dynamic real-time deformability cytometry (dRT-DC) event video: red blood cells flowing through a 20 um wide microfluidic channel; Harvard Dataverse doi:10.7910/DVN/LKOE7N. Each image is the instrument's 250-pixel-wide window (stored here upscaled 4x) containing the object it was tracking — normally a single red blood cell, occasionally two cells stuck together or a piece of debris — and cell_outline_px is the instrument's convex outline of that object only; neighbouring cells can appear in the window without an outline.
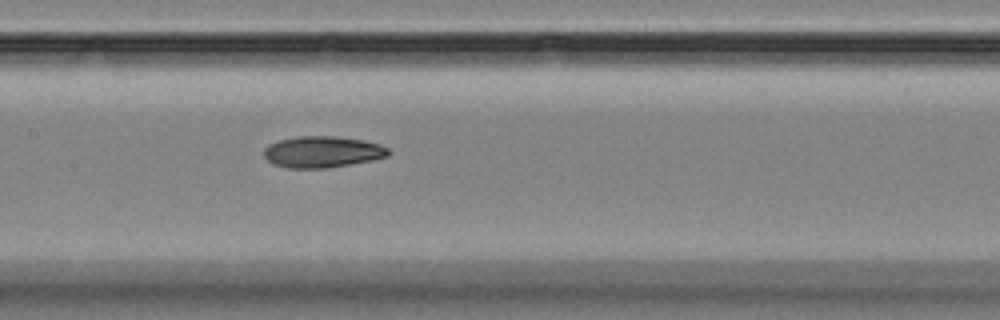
{"species": "Egyptian fruit bat (a non-hibernating species)", "species_latin": "Rousettus aegyptiacus", "temperature_condition": "room temperature", "stored_images_in_passage": 5, "camera_frame_rate_fps": 3000, "um_per_image_px": 0.085, "animal": {"sex": "female"}, "frame": {"image": 1, "passage_image": 5, "time_ms": 5.333, "image_size_px": [1000, 320], "cell_outline_px": [[392, 152], [388, 156], [372, 160], [324, 168], [288, 168], [272, 164], [264, 156], [264, 148], [268, 144], [280, 140], [296, 136], [336, 136], [364, 140], [380, 144], [388, 148]], "centroid_in_image_um": [27.4, 12.9], "position_along_channel_um": 180.0, "area_um2": 22.83}}